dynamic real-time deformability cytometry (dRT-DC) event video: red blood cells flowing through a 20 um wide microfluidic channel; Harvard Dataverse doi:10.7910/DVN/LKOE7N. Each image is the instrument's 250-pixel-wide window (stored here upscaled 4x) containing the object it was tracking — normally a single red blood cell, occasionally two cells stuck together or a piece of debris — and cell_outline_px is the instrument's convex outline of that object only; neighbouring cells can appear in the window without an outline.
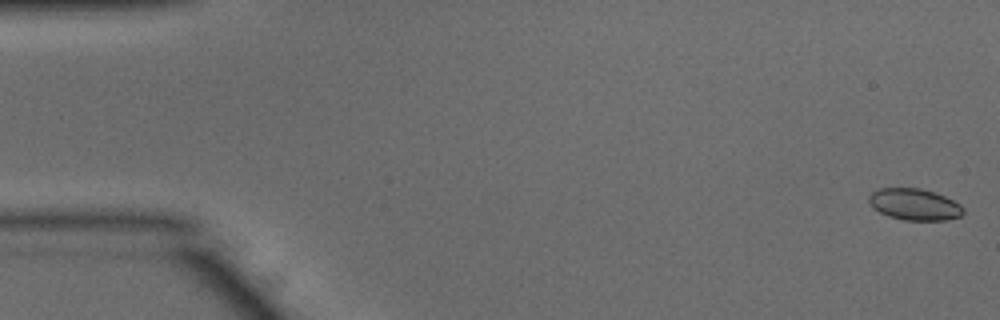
{"species": "common noctule bat (a hibernating species)", "species_latin": "Nyctalus noctula", "temperature_condition": "warm", "stored_images_in_passage": 52, "camera_frame_rate_fps": 3000, "um_per_image_px": 0.085, "animal": {"sex": "male", "body_mass_g": 15.6}, "frame": {"image": 1, "passage_image": 1, "time_ms": 0.0, "image_size_px": [1000, 320], "cell_outline_px": [[964, 212], [960, 216], [944, 220], [904, 220], [888, 216], [872, 208], [868, 200], [868, 196], [872, 192], [880, 188], [920, 188], [944, 196], [960, 204], [964, 208]], "centroid_in_image_um": [77.7, 17.37], "position_along_channel_um": 7.3, "area_um2": 17.28}}
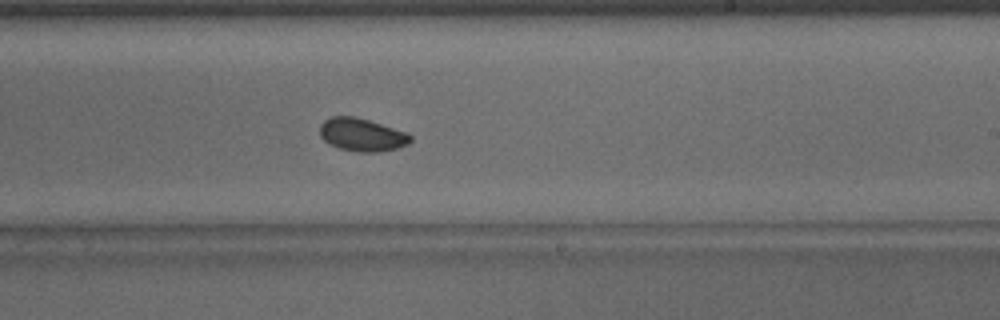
{"frame": {"image": 2, "passage_image": 31, "time_ms": 10.0, "image_size_px": [1000, 320], "cell_outline_px": [[412, 140], [408, 144], [396, 148], [376, 152], [356, 152], [340, 148], [328, 144], [320, 136], [320, 124], [324, 120], [332, 116], [356, 116], [408, 132], [412, 136]], "centroid_in_image_um": [30.76, 11.44], "position_along_channel_um": 258.2, "area_um2": 17.57}}
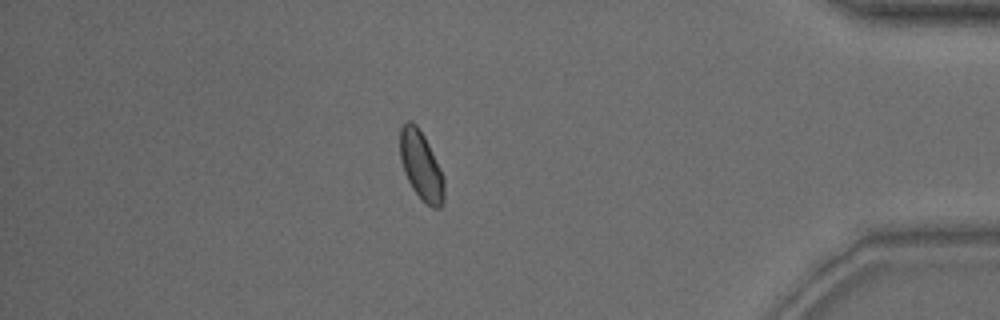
{"frame": {"image": 3, "passage_image": 45, "time_ms": 14.667, "image_size_px": [1000, 320], "cell_outline_px": [[444, 204], [440, 208], [432, 208], [412, 188], [404, 172], [400, 160], [400, 128], [408, 120], [412, 120], [416, 124], [424, 136], [440, 168], [444, 180]], "centroid_in_image_um": [35.79, 14.07], "position_along_channel_um": 399.4, "area_um2": 17.51}, "authors_computed_cell_mechanics": {"area_um2": 17.4845, "velocity_mm_per_s": 3.8779, "shape_relaxation_time_tau1_ms": 2.3145, "shape_relaxation_time_tau2_ms": null, "deformation_change_tau1": 0.0648, "deformation_change_tau2": null}}